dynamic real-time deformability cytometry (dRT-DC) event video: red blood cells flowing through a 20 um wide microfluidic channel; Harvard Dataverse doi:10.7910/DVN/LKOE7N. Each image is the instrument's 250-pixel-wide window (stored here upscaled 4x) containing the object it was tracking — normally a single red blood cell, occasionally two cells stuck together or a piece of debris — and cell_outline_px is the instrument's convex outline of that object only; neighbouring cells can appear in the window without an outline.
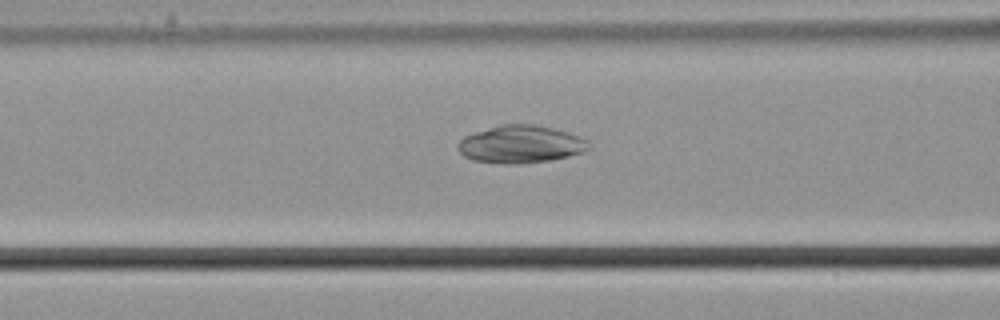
{"species": "common noctule bat (a hibernating species)", "species_latin": "Nyctalus noctula", "temperature_condition": "cold", "stored_images_in_passage": 56, "camera_frame_rate_fps": 3000, "um_per_image_px": 0.085, "animal": {"sex": "male", "body_mass_g": 21.5, "forearm_length_mm": 52.0}, "frame": {"image": 1, "passage_image": 23, "time_ms": 7.333, "image_size_px": [1000, 320], "cell_outline_px": [[592, 148], [584, 152], [568, 156], [548, 160], [516, 164], [504, 164], [472, 160], [464, 156], [456, 148], [460, 140], [464, 136], [500, 124], [532, 124], [552, 128], [568, 132], [580, 136], [588, 140], [592, 144]], "centroid_in_image_um": [44.29, 12.26], "position_along_channel_um": 122.3, "area_um2": 28.78}}
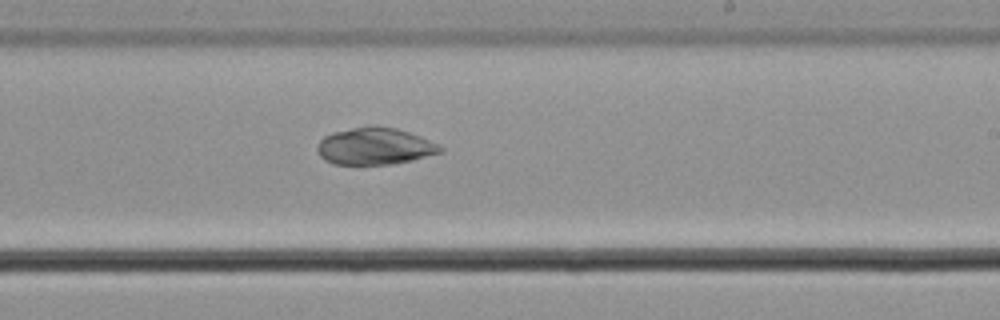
{"frame": {"image": 2, "passage_image": 34, "time_ms": 11.0, "image_size_px": [1000, 320], "cell_outline_px": [[444, 152], [412, 160], [392, 164], [332, 164], [324, 160], [320, 156], [316, 148], [320, 140], [324, 136], [332, 132], [368, 124], [376, 124], [396, 128], [420, 136], [440, 144], [444, 148]], "centroid_in_image_um": [31.87, 12.41], "position_along_channel_um": 257.1, "area_um2": 26.99}}
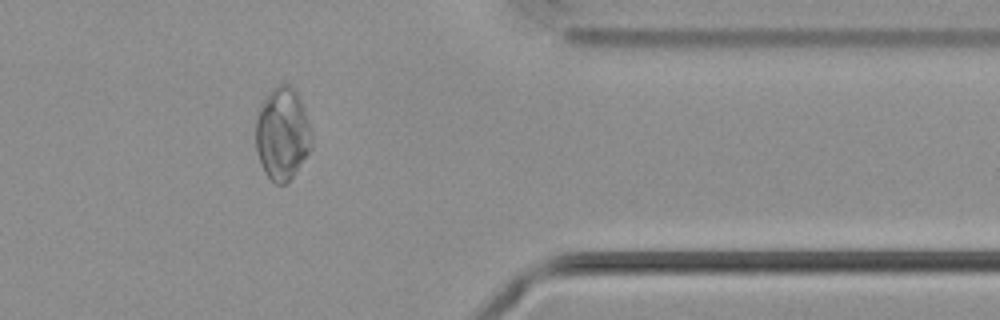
{"frame": {"image": 3, "passage_image": 46, "time_ms": 15.0, "image_size_px": [1000, 320], "cell_outline_px": [[312, 148], [288, 184], [276, 184], [264, 172], [260, 164], [256, 152], [256, 120], [260, 108], [268, 92], [276, 84], [288, 84], [296, 88], [304, 108], [308, 120], [312, 136]], "centroid_in_image_um": [24.01, 11.38], "position_along_channel_um": 387.4, "area_um2": 30.52}}